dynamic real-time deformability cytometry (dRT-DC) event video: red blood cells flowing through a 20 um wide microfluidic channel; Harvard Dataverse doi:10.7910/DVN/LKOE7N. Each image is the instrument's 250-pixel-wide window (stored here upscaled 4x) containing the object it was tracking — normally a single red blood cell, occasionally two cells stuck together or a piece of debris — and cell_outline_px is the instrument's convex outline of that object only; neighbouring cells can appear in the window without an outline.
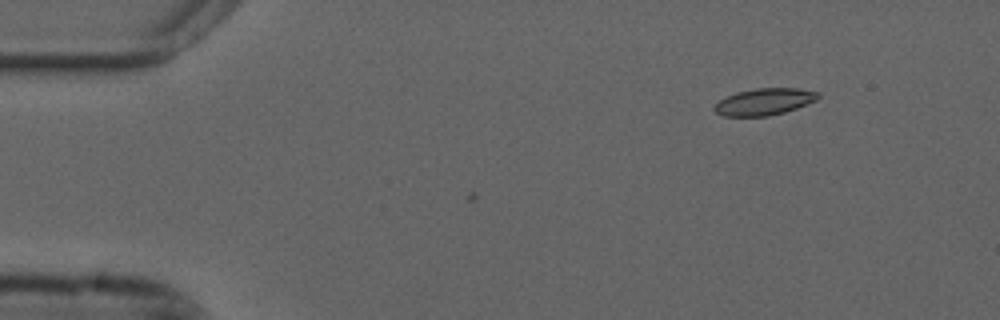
{"species": "common noctule bat (a hibernating species)", "species_latin": "Nyctalus noctula", "temperature_condition": "cold", "stored_images_in_passage": 2, "camera_frame_rate_fps": 3000, "um_per_image_px": 0.085, "animal": {"sex": "male", "forearm_length_mm": 52.5}, "frame": {"image": 1, "passage_image": 2, "time_ms": 0.333, "image_size_px": [1000, 320], "cell_outline_px": [[820, 96], [816, 100], [796, 108], [784, 112], [768, 116], [724, 116], [716, 112], [712, 108], [720, 100], [736, 92], [756, 88], [800, 88], [820, 92]], "centroid_in_image_um": [64.99, 8.64], "position_along_channel_um": 20.0, "area_um2": 16.13}}